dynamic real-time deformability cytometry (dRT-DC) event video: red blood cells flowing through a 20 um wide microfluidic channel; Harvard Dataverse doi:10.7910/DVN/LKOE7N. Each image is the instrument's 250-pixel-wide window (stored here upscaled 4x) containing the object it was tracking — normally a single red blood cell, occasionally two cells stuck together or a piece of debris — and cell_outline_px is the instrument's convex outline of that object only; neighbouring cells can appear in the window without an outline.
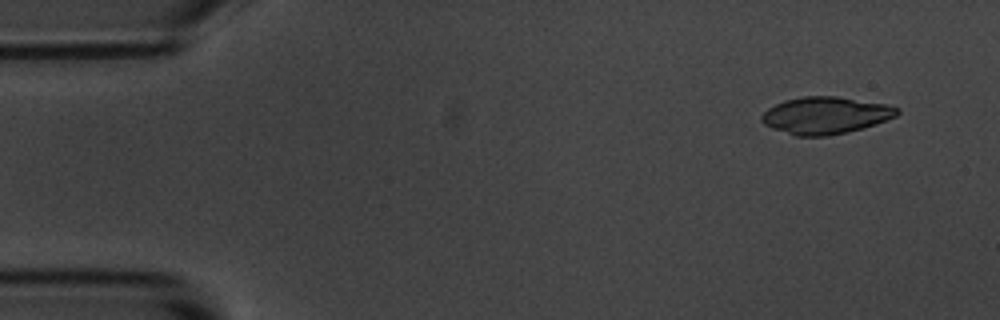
{"species": "common noctule bat (a hibernating species)", "species_latin": "Nyctalus noctula", "temperature_condition": "room temperature", "stored_images_in_passage": 5, "camera_frame_rate_fps": 3000, "um_per_image_px": 0.085, "animal": {"sex": "male", "body_mass_g": 20.1, "forearm_length_mm": 53.5}, "frame": {"image": 1, "passage_image": 1, "time_ms": 0.0, "image_size_px": [1000, 320], "cell_outline_px": [[900, 112], [896, 116], [864, 128], [848, 132], [828, 136], [796, 136], [764, 124], [760, 120], [760, 116], [768, 108], [784, 100], [804, 96], [836, 96], [888, 104], [900, 108]], "centroid_in_image_um": [70.19, 9.8], "position_along_channel_um": 14.8, "area_um2": 29.3}}